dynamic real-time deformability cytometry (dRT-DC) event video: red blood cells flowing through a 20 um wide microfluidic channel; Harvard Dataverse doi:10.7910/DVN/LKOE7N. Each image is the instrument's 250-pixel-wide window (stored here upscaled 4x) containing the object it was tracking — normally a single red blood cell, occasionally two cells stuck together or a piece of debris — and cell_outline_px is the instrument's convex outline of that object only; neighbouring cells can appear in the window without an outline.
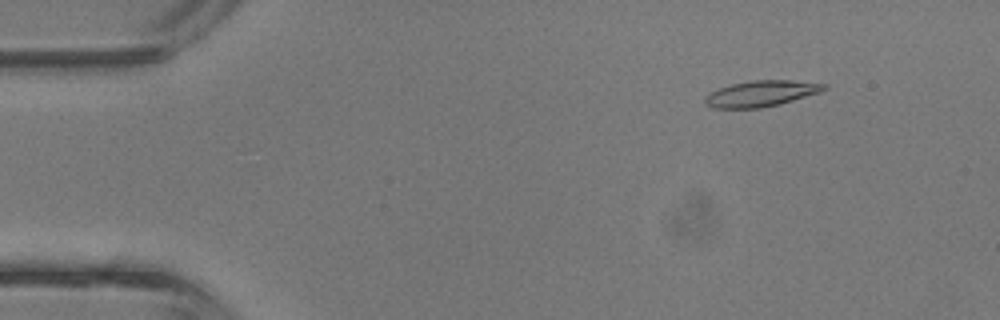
{"species": "common noctule bat (a hibernating species)", "species_latin": "Nyctalus noctula", "temperature_condition": "room temperature", "stored_images_in_passage": 40, "camera_frame_rate_fps": 3000, "um_per_image_px": 0.085, "animal": {"sex": "male", "body_mass_g": 13.3}, "frame": {"image": 1, "passage_image": 4, "time_ms": 1.0, "image_size_px": [1000, 320], "cell_outline_px": [[828, 88], [820, 92], [780, 104], [760, 108], [712, 108], [704, 104], [704, 96], [720, 88], [732, 84], [752, 80], [792, 80], [828, 84]], "centroid_in_image_um": [64.7, 7.95], "position_along_channel_um": 20.3, "area_um2": 18.03}}
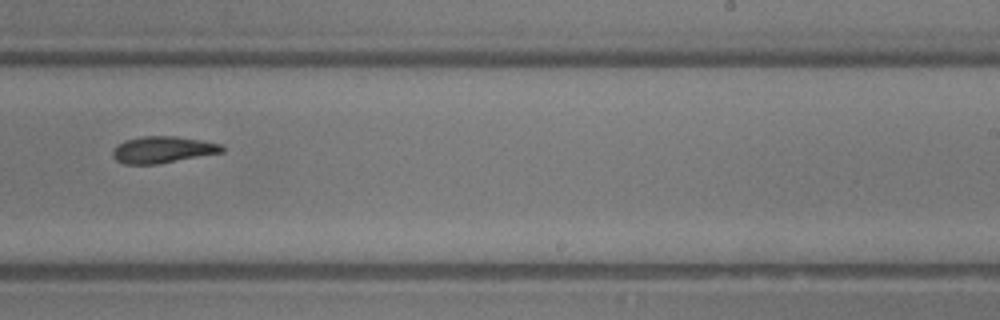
{"frame": {"image": 2, "passage_image": 25, "time_ms": 8.0, "image_size_px": [1000, 320], "cell_outline_px": [[224, 152], [156, 164], [124, 164], [116, 160], [112, 156], [112, 152], [116, 144], [124, 140], [140, 136], [176, 136], [200, 140], [220, 144], [224, 148]], "centroid_in_image_um": [13.78, 12.71], "position_along_channel_um": 275.2, "area_um2": 16.99}}
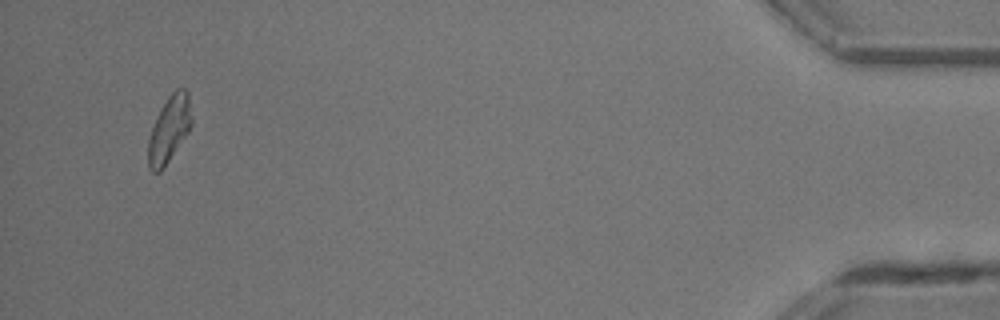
{"frame": {"image": 3, "passage_image": 39, "time_ms": 12.667, "image_size_px": [1000, 320], "cell_outline_px": [[192, 124], [188, 132], [160, 172], [152, 172], [148, 168], [148, 140], [152, 128], [160, 108], [168, 96], [176, 88], [184, 88], [188, 92], [192, 120]], "centroid_in_image_um": [14.38, 10.96], "position_along_channel_um": 420.8, "area_um2": 16.65}}